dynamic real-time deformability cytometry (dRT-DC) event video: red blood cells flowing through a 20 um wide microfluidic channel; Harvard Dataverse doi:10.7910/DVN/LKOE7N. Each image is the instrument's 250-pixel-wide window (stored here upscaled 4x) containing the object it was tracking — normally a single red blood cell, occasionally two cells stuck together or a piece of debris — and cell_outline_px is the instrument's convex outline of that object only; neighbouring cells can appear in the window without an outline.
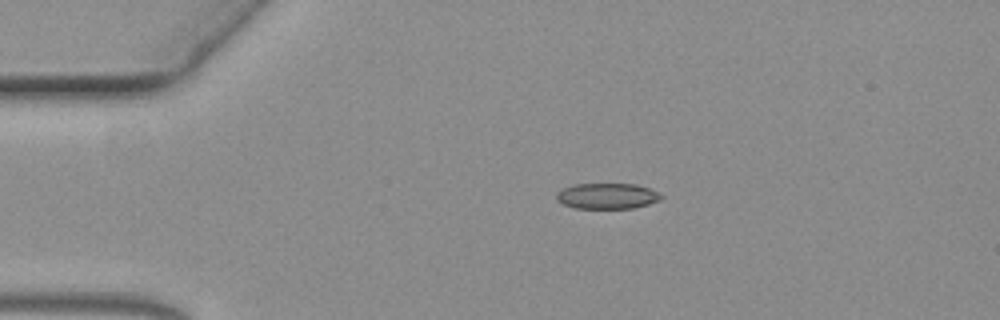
{"species": "common noctule bat (a hibernating species)", "species_latin": "Nyctalus noctula", "temperature_condition": "warm", "stored_images_in_passage": 49, "camera_frame_rate_fps": 3000, "um_per_image_px": 0.085, "animal": {"sex": "female", "body_mass_g": 19.3, "forearm_length_mm": 54.1}, "frame": {"image": 1, "passage_image": 1, "time_ms": 0.0, "image_size_px": [1000, 320], "cell_outline_px": [[664, 196], [660, 200], [648, 204], [632, 208], [576, 208], [564, 204], [556, 200], [556, 192], [572, 184], [636, 184], [648, 188]], "centroid_in_image_um": [51.59, 16.66], "position_along_channel_um": 33.4, "area_um2": 15.61}}
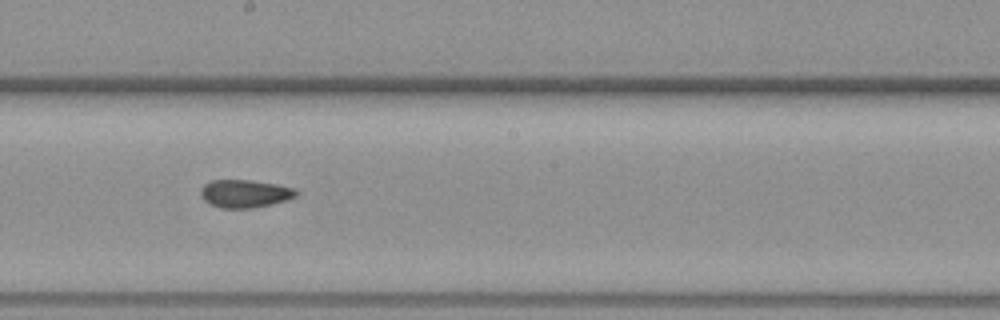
{"frame": {"image": 2, "passage_image": 22, "time_ms": 7.0, "image_size_px": [1000, 320], "cell_outline_px": [[300, 192], [296, 196], [272, 204], [252, 208], [220, 208], [208, 204], [200, 196], [200, 188], [208, 180], [252, 180], [276, 184], [296, 188]], "centroid_in_image_um": [20.78, 16.45], "position_along_channel_um": 227.4, "area_um2": 15.78}}
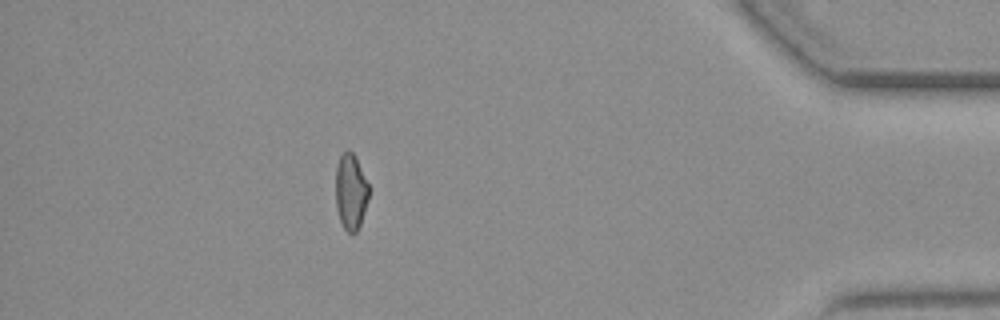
{"frame": {"image": 3, "passage_image": 42, "time_ms": 13.667, "image_size_px": [1000, 320], "cell_outline_px": [[368, 200], [360, 224], [356, 232], [348, 232], [344, 228], [340, 220], [336, 208], [336, 168], [340, 156], [348, 148], [352, 152], [368, 184]], "centroid_in_image_um": [29.8, 16.31], "position_along_channel_um": 405.4, "area_um2": 14.33}}